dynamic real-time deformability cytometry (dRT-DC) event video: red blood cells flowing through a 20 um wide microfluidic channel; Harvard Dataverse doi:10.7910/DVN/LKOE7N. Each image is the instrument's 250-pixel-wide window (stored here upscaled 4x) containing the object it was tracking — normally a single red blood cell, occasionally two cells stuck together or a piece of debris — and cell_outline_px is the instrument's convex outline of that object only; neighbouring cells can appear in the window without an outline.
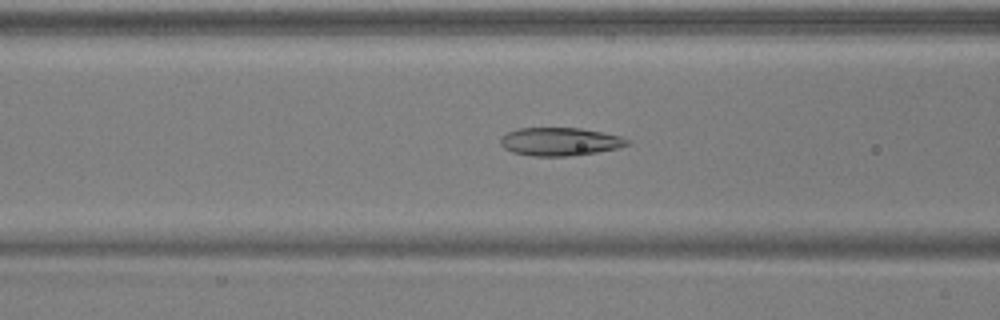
{"species": "common noctule bat (a hibernating species)", "species_latin": "Nyctalus noctula", "temperature_condition": "warm", "stored_images_in_passage": 51, "camera_frame_rate_fps": 3000, "um_per_image_px": 0.085, "animal": {"sex": "male", "body_mass_g": 17.9, "forearm_length_mm": 54.2}, "frame": {"image": 1, "passage_image": 20, "time_ms": 6.333, "image_size_px": [1000, 320], "cell_outline_px": [[632, 144], [616, 148], [596, 152], [568, 156], [532, 156], [512, 152], [504, 148], [500, 144], [500, 136], [516, 128], [580, 128], [620, 136], [628, 140]], "centroid_in_image_um": [47.55, 12.03], "position_along_channel_um": 119.1, "area_um2": 20.75}}
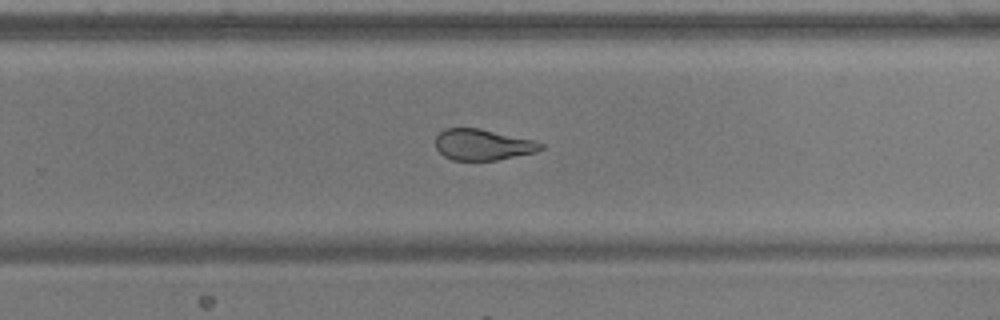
{"frame": {"image": 2, "passage_image": 33, "time_ms": 10.667, "image_size_px": [1000, 320], "cell_outline_px": [[544, 148], [536, 152], [496, 160], [452, 160], [444, 156], [436, 148], [436, 136], [444, 128], [480, 128], [532, 140], [544, 144]], "centroid_in_image_um": [41.02, 12.29], "position_along_channel_um": 288.8, "area_um2": 18.96}}
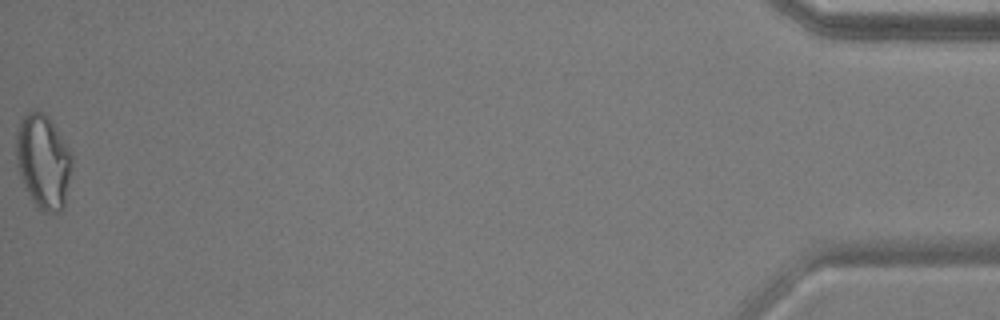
{"frame": {"image": 3, "passage_image": 51, "time_ms": 16.667, "image_size_px": [1000, 320], "cell_outline_px": [[72, 168], [64, 208], [60, 212], [44, 212], [36, 208], [24, 188], [16, 164], [16, 132], [20, 120], [32, 108], [36, 108], [48, 116], [56, 128], [68, 148], [72, 156]], "centroid_in_image_um": [3.66, 13.74], "position_along_channel_um": 431.5, "area_um2": 31.15}, "authors_computed_cell_mechanics": {"area_um2": 22.4842, "velocity_mm_per_s": 3.9247, "shape_relaxation_time_tau1_ms": null, "shape_relaxation_time_tau2_ms": 1.8226, "deformation_change_tau1": null, "deformation_change_tau2": 0.0975}}